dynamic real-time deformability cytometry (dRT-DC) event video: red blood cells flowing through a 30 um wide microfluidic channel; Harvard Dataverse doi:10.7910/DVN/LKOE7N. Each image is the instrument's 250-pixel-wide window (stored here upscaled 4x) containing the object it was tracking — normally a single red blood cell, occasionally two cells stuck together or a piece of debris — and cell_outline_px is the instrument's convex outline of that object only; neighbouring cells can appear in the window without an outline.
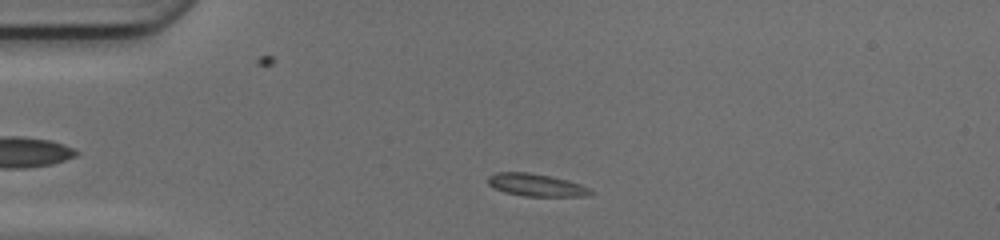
{"species": "common noctule bat (a hibernating species)", "species_latin": "Nyctalus noctula", "temperature_condition": "cold", "stored_images_in_passage": 43, "camera_frame_rate_fps": 3000, "um_per_image_px": 0.085, "animal": {"sex": "female", "body_mass_g": 17.0, "forearm_length_mm": 48.0}, "frame": {"image": 1, "passage_image": 6, "time_ms": 1.667, "image_size_px": [1000, 240], "cell_outline_px": [[596, 192], [588, 196], [524, 196], [504, 192], [492, 188], [488, 184], [488, 176], [496, 172], [528, 172], [552, 176], [568, 180], [580, 184]], "centroid_in_image_um": [45.57, 15.72], "position_along_channel_um": 39.4, "area_um2": 13.64}}
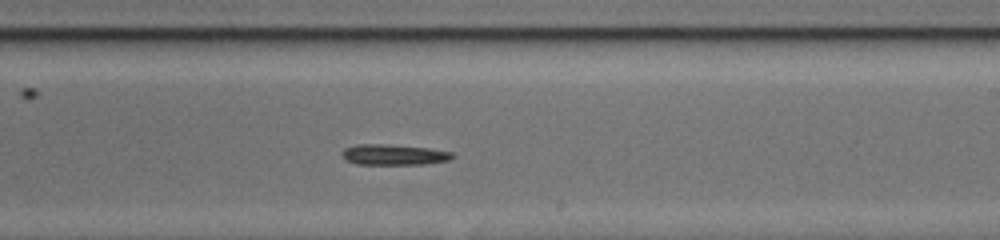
{"frame": {"image": 2, "passage_image": 24, "time_ms": 7.667, "image_size_px": [1000, 240], "cell_outline_px": [[456, 156], [448, 160], [424, 164], [356, 164], [344, 160], [340, 152], [344, 148], [356, 144], [388, 144], [428, 148], [452, 152]], "centroid_in_image_um": [33.42, 13.14], "position_along_channel_um": 255.6, "area_um2": 13.41}}
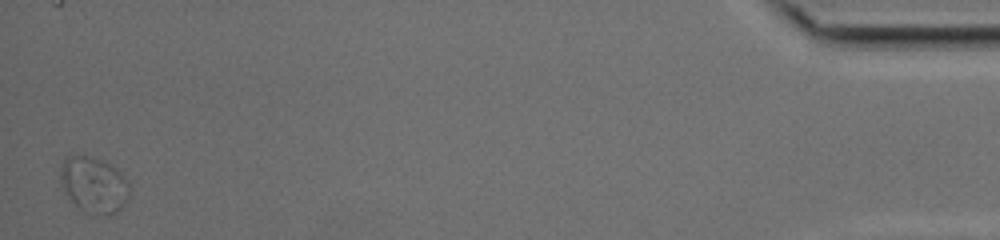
{"frame": {"image": 3, "passage_image": 43, "time_ms": 14.0, "image_size_px": [1000, 240], "cell_outline_px": [[132, 192], [124, 204], [112, 216], [92, 216], [84, 212], [64, 192], [60, 184], [60, 164], [68, 156], [92, 156], [104, 160], [112, 164], [128, 180]], "centroid_in_image_um": [8.01, 15.73], "position_along_channel_um": 427.2, "area_um2": 23.24}, "authors_computed_cell_mechanics": {"area_um2": 13.8142, "velocity_mm_per_s": 4.1788, "shape_relaxation_time_tau1_ms": 2.1345, "shape_relaxation_time_tau2_ms": null, "deformation_change_tau1": 0.1417, "deformation_change_tau2": null}}